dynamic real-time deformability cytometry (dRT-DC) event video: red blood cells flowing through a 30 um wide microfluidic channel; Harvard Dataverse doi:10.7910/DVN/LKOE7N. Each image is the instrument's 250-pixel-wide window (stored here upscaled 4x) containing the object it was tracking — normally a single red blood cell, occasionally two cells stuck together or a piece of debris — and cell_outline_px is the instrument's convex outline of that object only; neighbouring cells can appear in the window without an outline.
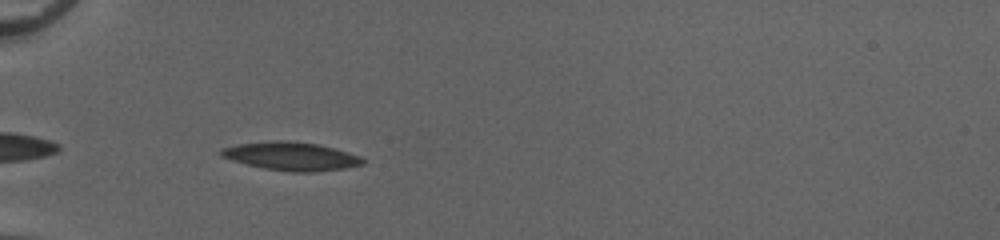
{"species": "common noctule bat (a hibernating species)", "species_latin": "Nyctalus noctula", "temperature_condition": "cold", "stored_images_in_passage": 36, "camera_frame_rate_fps": 3000, "um_per_image_px": 0.085, "animal": {"sex": "female", "body_mass_g": 20.0, "forearm_length_mm": 54.0}, "frame": {"image": 1, "passage_image": 3, "time_ms": 0.667, "image_size_px": [1000, 240], "cell_outline_px": [[364, 164], [344, 168], [312, 172], [292, 172], [264, 168], [232, 160], [220, 156], [220, 148], [236, 144], [276, 140], [288, 140], [316, 144], [332, 148], [360, 156], [364, 160]], "centroid_in_image_um": [24.71, 13.27], "position_along_channel_um": 60.3, "area_um2": 23.18}}
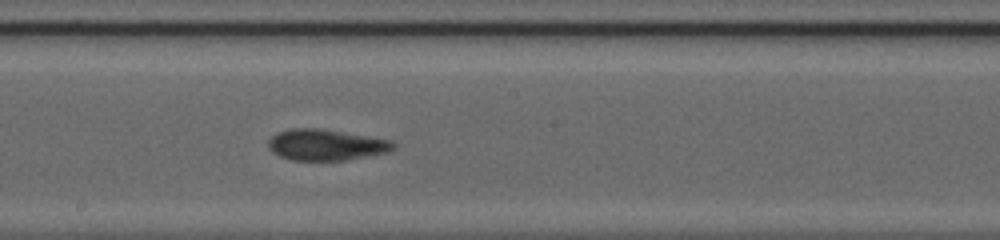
{"frame": {"image": 2, "passage_image": 16, "time_ms": 5.0, "image_size_px": [1000, 240], "cell_outline_px": [[396, 148], [388, 152], [344, 160], [292, 160], [280, 156], [272, 152], [268, 148], [268, 140], [276, 132], [292, 128], [324, 128], [392, 140], [396, 144]], "centroid_in_image_um": [27.71, 12.29], "position_along_channel_um": 220.5, "area_um2": 22.89}}
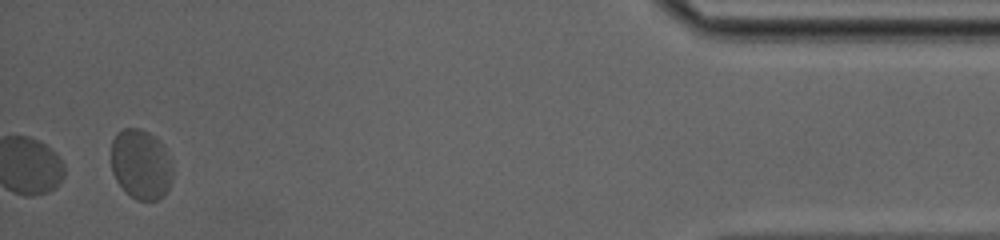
{"frame": {"image": 3, "passage_image": 36, "time_ms": 11.667, "image_size_px": [1000, 240], "cell_outline_px": [[172, 176], [168, 188], [156, 200], [136, 200], [116, 180], [112, 172], [112, 140], [116, 132], [124, 128], [140, 128], [156, 136], [160, 140], [172, 164]], "centroid_in_image_um": [11.97, 13.92], "position_along_channel_um": 423.2, "area_um2": 24.85}, "authors_computed_cell_mechanics": {"area_um2": 22.8888, "velocity_mm_per_s": 3.9933, "shape_relaxation_time_tau1_ms": 5.6022, "shape_relaxation_time_tau2_ms": 1.262, "deformation_change_tau1": 0.1143, "deformation_change_tau2": 0.0725}}